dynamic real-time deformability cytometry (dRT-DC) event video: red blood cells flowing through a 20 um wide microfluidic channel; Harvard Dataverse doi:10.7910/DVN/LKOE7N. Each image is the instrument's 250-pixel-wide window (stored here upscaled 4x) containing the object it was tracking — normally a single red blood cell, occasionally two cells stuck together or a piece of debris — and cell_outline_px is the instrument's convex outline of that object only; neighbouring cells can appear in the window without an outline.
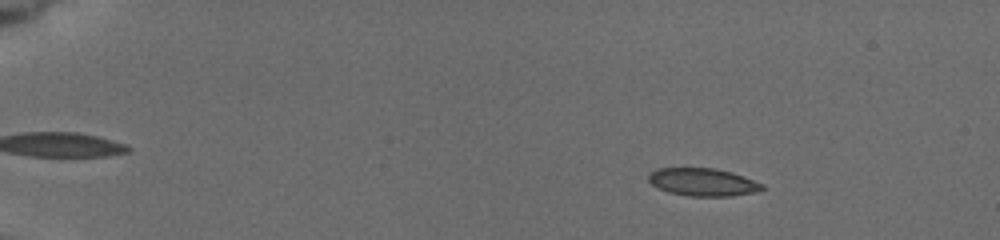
{"species": "common noctule bat (a hibernating species)", "species_latin": "Nyctalus noctula", "temperature_condition": "cold", "stored_images_in_passage": 6, "camera_frame_rate_fps": 3000, "um_per_image_px": 0.085, "animal": {"sex": "female", "body_mass_g": 19.5, "forearm_length_mm": 54.1}, "frame": {"image": 1, "passage_image": 3, "time_ms": 2.0, "image_size_px": [1000, 240], "cell_outline_px": [[764, 188], [756, 192], [732, 196], [688, 196], [668, 192], [656, 188], [648, 180], [648, 176], [656, 168], [716, 168], [732, 172], [764, 184]], "centroid_in_image_um": [59.73, 15.48], "position_along_channel_um": 25.3, "area_um2": 18.5}}
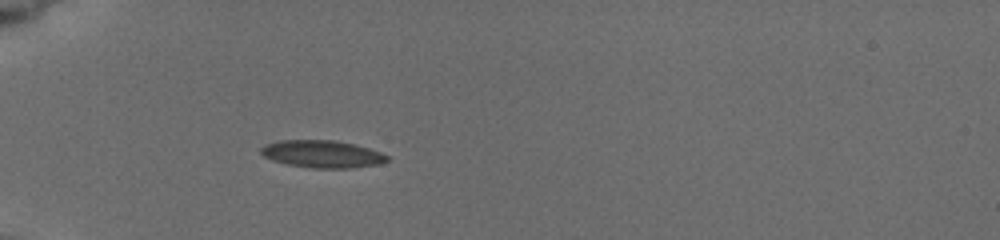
{"frame": {"image": 2, "passage_image": 6, "time_ms": 5.333, "image_size_px": [1000, 240], "cell_outline_px": [[388, 160], [380, 164], [348, 168], [312, 168], [288, 164], [272, 160], [264, 156], [260, 152], [260, 148], [264, 144], [280, 140], [336, 140], [368, 148], [380, 152], [388, 156]], "centroid_in_image_um": [27.36, 13.09], "position_along_channel_um": 57.6, "area_um2": 20.06}}